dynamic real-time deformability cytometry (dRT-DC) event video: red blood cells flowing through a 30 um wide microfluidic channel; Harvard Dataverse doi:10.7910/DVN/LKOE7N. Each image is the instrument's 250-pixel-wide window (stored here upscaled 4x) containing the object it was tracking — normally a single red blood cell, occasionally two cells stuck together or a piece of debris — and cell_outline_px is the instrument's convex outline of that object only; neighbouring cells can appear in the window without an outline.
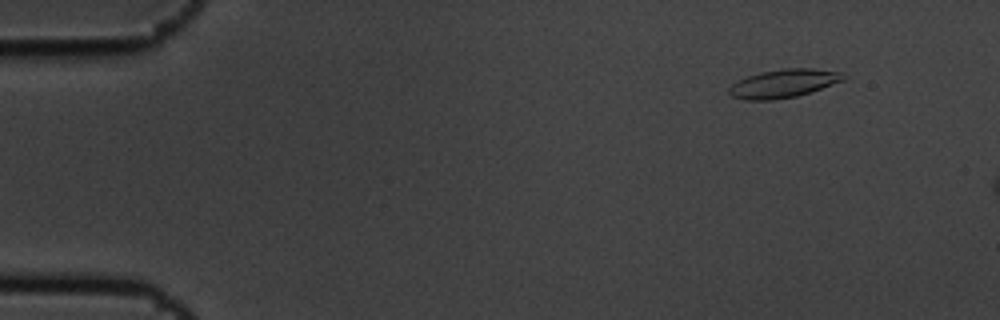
{"species": "common noctule bat (a hibernating species)", "species_latin": "Nyctalus noctula", "temperature_condition": "cold", "stored_images_in_passage": 4, "camera_frame_rate_fps": 3000, "um_per_image_px": 0.085, "animal": {"sex": "male", "body_mass_g": 19.5, "forearm_length_mm": 54.6}, "frame": {"image": 1, "passage_image": 2, "time_ms": 0.333, "image_size_px": [1000, 320], "cell_outline_px": [[848, 76], [844, 80], [796, 96], [772, 100], [744, 100], [732, 96], [728, 92], [728, 88], [736, 80], [760, 72], [784, 68], [812, 68], [840, 72]], "centroid_in_image_um": [66.56, 7.09], "position_along_channel_um": 18.4, "area_um2": 18.84}}